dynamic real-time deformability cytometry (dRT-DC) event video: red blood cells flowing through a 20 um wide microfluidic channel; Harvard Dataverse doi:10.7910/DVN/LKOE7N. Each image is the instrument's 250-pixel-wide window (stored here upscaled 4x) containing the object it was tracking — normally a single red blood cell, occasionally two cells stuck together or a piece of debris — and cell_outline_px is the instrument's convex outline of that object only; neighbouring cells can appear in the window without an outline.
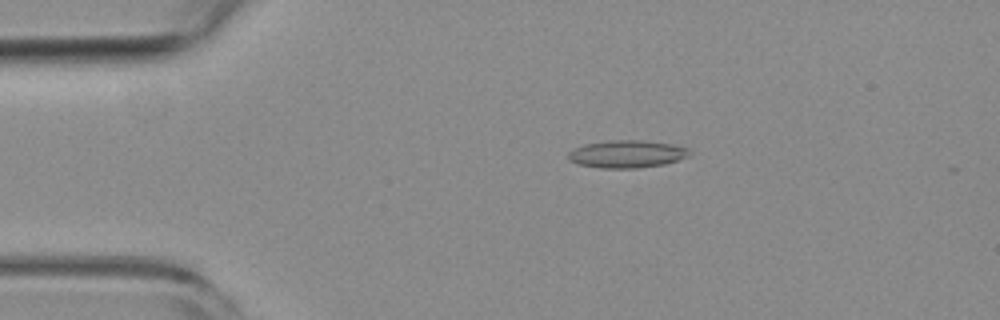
{"species": "common noctule bat (a hibernating species)", "species_latin": "Nyctalus noctula", "temperature_condition": "room temperature", "stored_images_in_passage": 53, "camera_frame_rate_fps": 3000, "um_per_image_px": 0.085, "animal": {"sex": "female", "body_mass_g": 19.3, "forearm_length_mm": 54.1}, "frame": {"image": 1, "passage_image": 10, "time_ms": 3.0, "image_size_px": [1000, 320], "cell_outline_px": [[688, 156], [664, 164], [636, 168], [600, 168], [580, 164], [568, 160], [568, 152], [572, 148], [584, 144], [608, 140], [644, 140], [672, 144], [688, 148]], "centroid_in_image_um": [53.23, 13.08], "position_along_channel_um": 31.8, "area_um2": 19.42}}
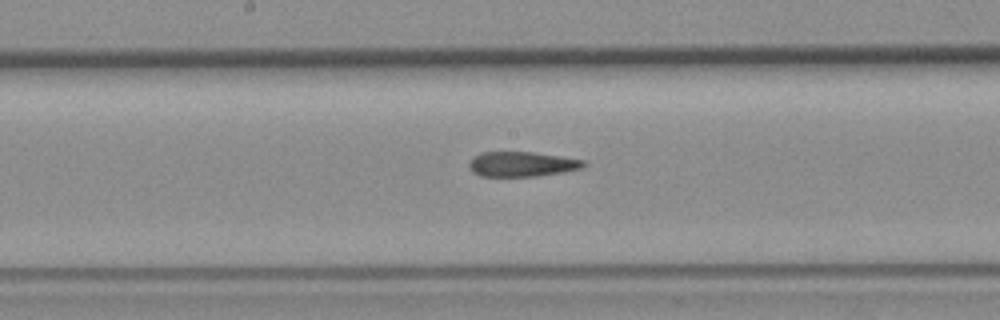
{"frame": {"image": 2, "passage_image": 27, "time_ms": 8.667, "image_size_px": [1000, 320], "cell_outline_px": [[588, 164], [580, 168], [564, 172], [536, 176], [480, 176], [472, 172], [468, 168], [468, 164], [480, 152], [532, 152], [560, 156], [584, 160]], "centroid_in_image_um": [44.36, 13.95], "position_along_channel_um": 203.8, "area_um2": 16.59}}
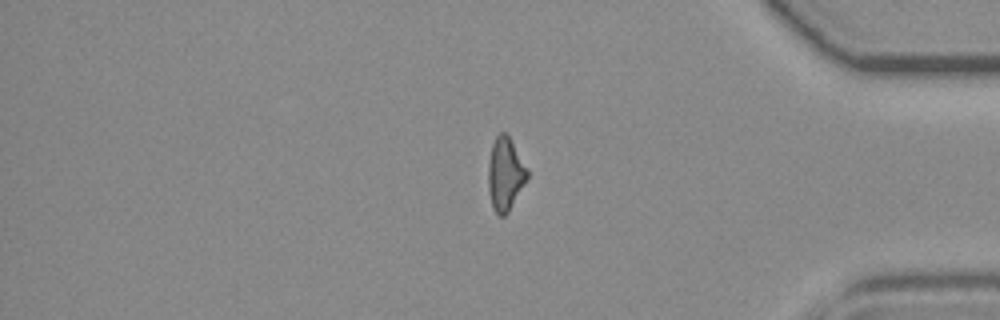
{"frame": {"image": 3, "passage_image": 44, "time_ms": 14.333, "image_size_px": [1000, 320], "cell_outline_px": [[528, 176], [508, 212], [504, 216], [496, 216], [492, 208], [488, 188], [488, 164], [492, 144], [496, 136], [500, 132], [508, 132], [528, 168]], "centroid_in_image_um": [42.94, 14.76], "position_along_channel_um": 392.3, "area_um2": 16.88}, "authors_computed_cell_mechanics": {"area_um2": 17.8024, "velocity_mm_per_s": 3.8329, "shape_relaxation_time_tau1_ms": null, "shape_relaxation_time_tau2_ms": 3.3782, "deformation_change_tau1": null, "deformation_change_tau2": 0.1315}}